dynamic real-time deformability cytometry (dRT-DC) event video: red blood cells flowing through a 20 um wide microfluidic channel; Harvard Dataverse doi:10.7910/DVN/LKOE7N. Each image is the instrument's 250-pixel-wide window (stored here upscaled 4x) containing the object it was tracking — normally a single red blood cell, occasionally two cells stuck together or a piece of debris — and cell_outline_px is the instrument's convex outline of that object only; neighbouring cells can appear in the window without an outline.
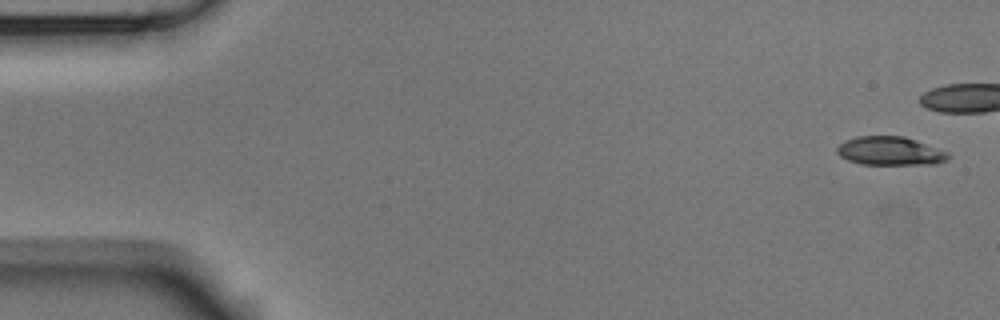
{"species": "Egyptian fruit bat (a non-hibernating species)", "species_latin": "Rousettus aegyptiacus", "temperature_condition": "room temperature", "stored_images_in_passage": 7, "camera_frame_rate_fps": 3000, "um_per_image_px": 0.085, "animal": {"sex": "male"}, "frame": {"image": 1, "passage_image": 1, "time_ms": 0.0, "image_size_px": [1000, 320], "cell_outline_px": [[952, 156], [936, 164], [864, 164], [848, 160], [840, 156], [836, 152], [836, 148], [844, 140], [856, 136], [904, 136], [948, 152]], "centroid_in_image_um": [75.63, 12.83], "position_along_channel_um": 9.4, "area_um2": 18.44}}
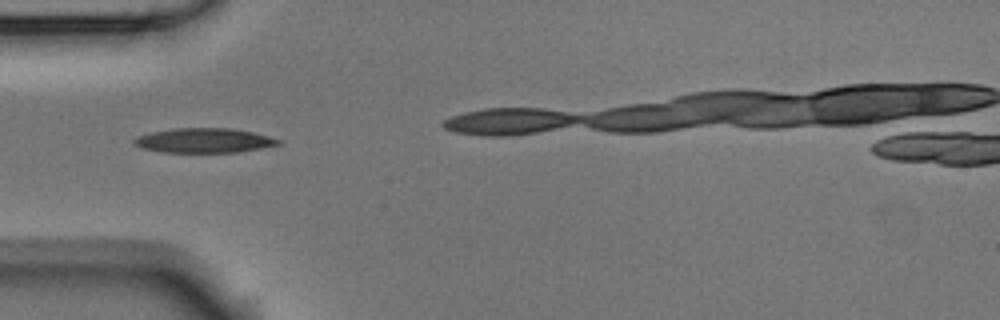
{"frame": {"image": 2, "passage_image": 5, "time_ms": 1.333, "image_size_px": [1000, 320], "cell_outline_px": [[280, 144], [260, 148], [236, 152], [160, 152], [144, 148], [132, 144], [132, 140], [136, 136], [148, 132], [176, 128], [228, 128], [252, 132], [268, 136], [280, 140]], "centroid_in_image_um": [17.26, 11.93], "position_along_channel_um": 67.7, "area_um2": 20.58}}